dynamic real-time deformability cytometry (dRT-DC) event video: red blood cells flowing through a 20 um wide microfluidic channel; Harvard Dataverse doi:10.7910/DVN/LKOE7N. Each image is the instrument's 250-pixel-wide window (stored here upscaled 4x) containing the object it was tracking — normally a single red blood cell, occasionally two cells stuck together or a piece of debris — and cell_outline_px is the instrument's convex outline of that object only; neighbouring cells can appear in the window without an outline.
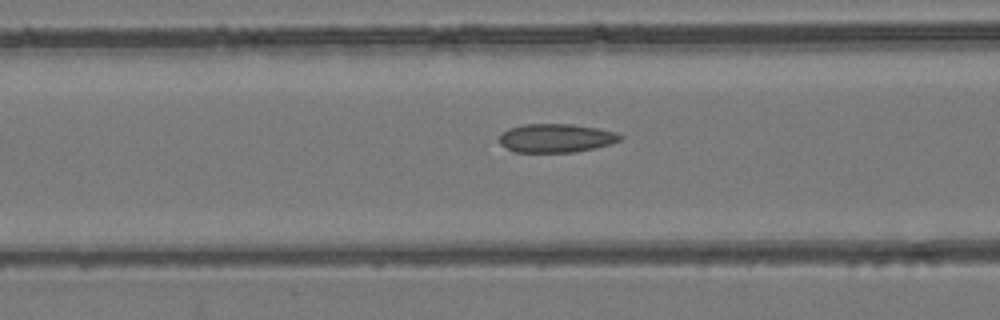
{"species": "common noctule bat (a hibernating species)", "species_latin": "Nyctalus noctula", "temperature_condition": "room temperature", "stored_images_in_passage": 39, "camera_frame_rate_fps": 3000, "um_per_image_px": 0.085, "animal": {"sex": "female", "body_mass_g": 24.6, "forearm_length_mm": 56.2}, "frame": {"image": 1, "passage_image": 13, "time_ms": 4.0, "image_size_px": [1000, 320], "cell_outline_px": [[624, 136], [620, 140], [612, 144], [596, 148], [572, 152], [512, 152], [500, 144], [496, 140], [508, 128], [524, 124], [572, 124], [596, 128], [616, 132]], "centroid_in_image_um": [47.25, 11.74], "position_along_channel_um": 119.4, "area_um2": 20.35}}
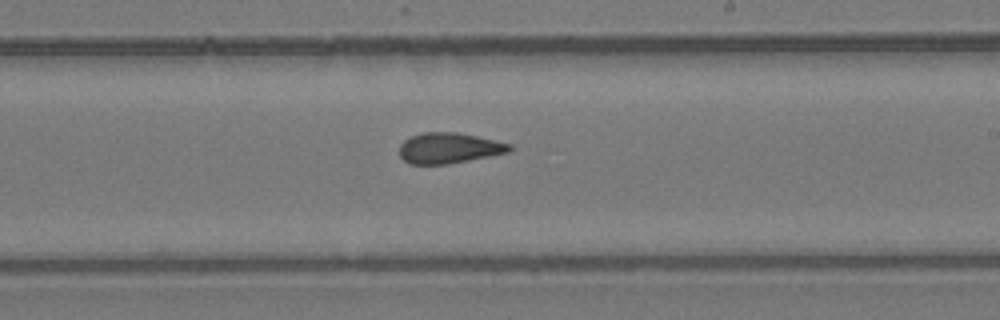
{"frame": {"image": 2, "passage_image": 23, "time_ms": 7.333, "image_size_px": [1000, 320], "cell_outline_px": [[512, 148], [508, 152], [448, 164], [408, 164], [400, 156], [400, 144], [404, 140], [412, 136], [424, 132], [456, 132], [476, 136], [512, 144]], "centroid_in_image_um": [38.14, 12.58], "position_along_channel_um": 250.9, "area_um2": 19.48}}
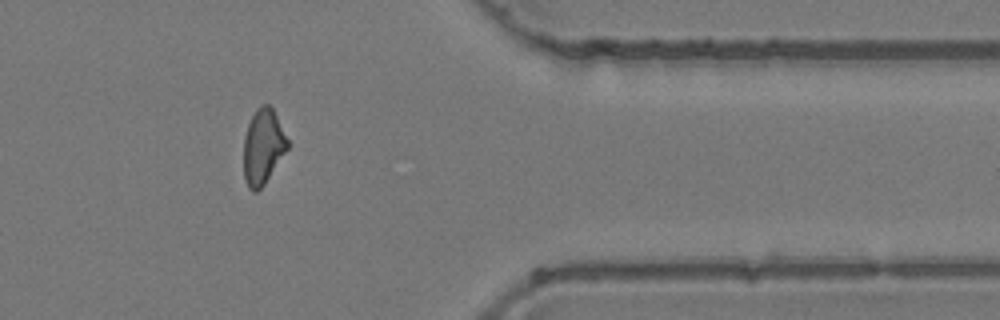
{"frame": {"image": 3, "passage_image": 35, "time_ms": 11.333, "image_size_px": [1000, 320], "cell_outline_px": [[288, 148], [264, 184], [256, 192], [252, 192], [248, 188], [244, 176], [244, 136], [248, 124], [256, 108], [260, 104], [268, 104], [272, 108], [288, 140]], "centroid_in_image_um": [22.34, 12.46], "position_along_channel_um": 389.1, "area_um2": 19.02}, "authors_computed_cell_mechanics": {"area_um2": 20.1722, "velocity_mm_per_s": 3.9482, "shape_relaxation_time_tau1_ms": null, "shape_relaxation_time_tau2_ms": 1.9121, "deformation_change_tau1": null, "deformation_change_tau2": 0.0868}}